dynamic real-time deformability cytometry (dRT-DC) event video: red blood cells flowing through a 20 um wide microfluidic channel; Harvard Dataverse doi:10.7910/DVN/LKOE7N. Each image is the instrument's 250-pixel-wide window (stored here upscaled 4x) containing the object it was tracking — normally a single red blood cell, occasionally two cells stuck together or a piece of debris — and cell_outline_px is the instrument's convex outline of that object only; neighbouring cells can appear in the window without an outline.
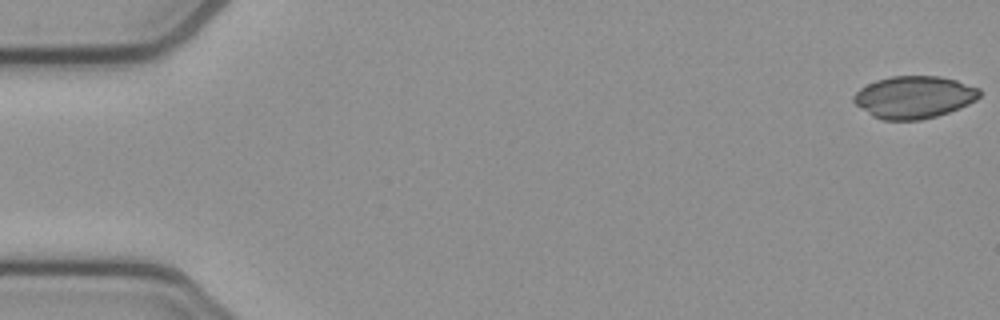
{"species": "common noctule bat (a hibernating species)", "species_latin": "Nyctalus noctula", "temperature_condition": "cold", "stored_images_in_passage": 46, "camera_frame_rate_fps": 3000, "um_per_image_px": 0.085, "animal": {"sex": "female", "body_mass_g": 21.9}, "frame": {"image": 1, "passage_image": 1, "time_ms": 0.0, "image_size_px": [1000, 320], "cell_outline_px": [[980, 96], [976, 100], [960, 108], [936, 116], [920, 120], [884, 120], [872, 116], [856, 104], [852, 100], [852, 96], [860, 88], [876, 80], [892, 76], [940, 76], [956, 80], [980, 88]], "centroid_in_image_um": [77.7, 8.25], "position_along_channel_um": 7.3, "area_um2": 31.04}}